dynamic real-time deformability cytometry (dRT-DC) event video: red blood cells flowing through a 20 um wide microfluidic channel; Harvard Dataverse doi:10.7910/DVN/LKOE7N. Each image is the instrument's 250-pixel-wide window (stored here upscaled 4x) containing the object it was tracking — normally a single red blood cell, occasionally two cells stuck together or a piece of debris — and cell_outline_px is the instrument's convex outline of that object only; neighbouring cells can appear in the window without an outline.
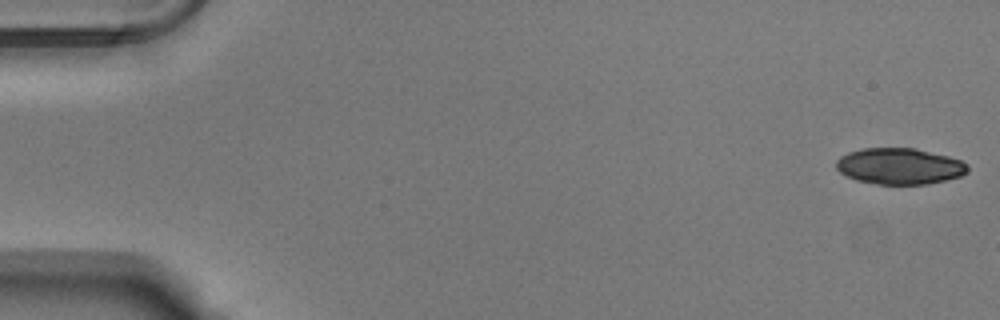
{"species": "Egyptian fruit bat (a non-hibernating species)", "species_latin": "Rousettus aegyptiacus", "temperature_condition": "warm", "stored_images_in_passage": 8, "camera_frame_rate_fps": 3000, "um_per_image_px": 0.085, "animal": {"sex": "male"}, "frame": {"image": 1, "passage_image": 1, "time_ms": 0.0, "image_size_px": [1000, 320], "cell_outline_px": [[968, 172], [960, 176], [928, 184], [876, 184], [856, 180], [840, 172], [836, 168], [836, 160], [840, 156], [848, 152], [864, 148], [916, 148], [948, 156], [960, 160], [968, 164]], "centroid_in_image_um": [76.46, 14.12], "position_along_channel_um": 8.5, "area_um2": 27.74}}